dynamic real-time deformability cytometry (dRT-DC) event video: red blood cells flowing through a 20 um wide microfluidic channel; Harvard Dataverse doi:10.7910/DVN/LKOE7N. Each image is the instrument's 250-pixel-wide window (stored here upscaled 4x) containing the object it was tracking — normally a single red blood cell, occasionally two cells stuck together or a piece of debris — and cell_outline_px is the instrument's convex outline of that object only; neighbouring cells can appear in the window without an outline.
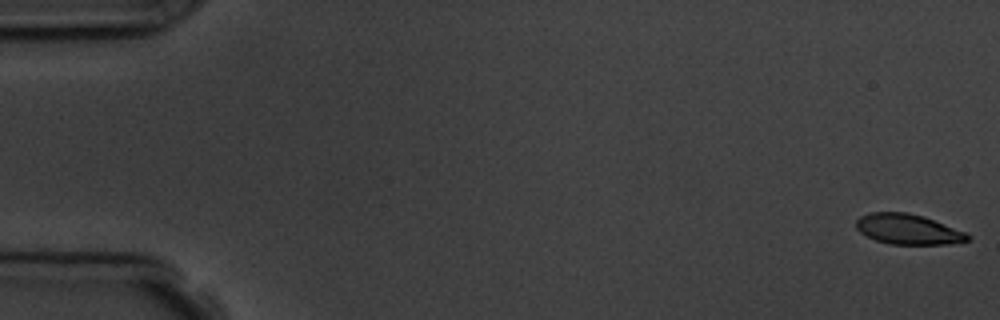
{"species": "common noctule bat (a hibernating species)", "species_latin": "Nyctalus noctula", "temperature_condition": "room temperature", "stored_images_in_passage": 6, "segment_of_instrument_passage": [1, 2], "camera_frame_rate_fps": 3000, "um_per_image_px": 0.085, "animal": {"sex": "male", "body_mass_g": 19.5, "forearm_length_mm": 54.6}, "frame": {"image": 1, "passage_image": 1, "time_ms": 0.0, "image_size_px": [1000, 320], "cell_outline_px": [[972, 236], [968, 240], [948, 244], [888, 244], [876, 240], [860, 232], [856, 228], [856, 220], [860, 216], [868, 212], [908, 212], [924, 216], [964, 232]], "centroid_in_image_um": [77.15, 19.47], "position_along_channel_um": 7.9, "area_um2": 19.59}}